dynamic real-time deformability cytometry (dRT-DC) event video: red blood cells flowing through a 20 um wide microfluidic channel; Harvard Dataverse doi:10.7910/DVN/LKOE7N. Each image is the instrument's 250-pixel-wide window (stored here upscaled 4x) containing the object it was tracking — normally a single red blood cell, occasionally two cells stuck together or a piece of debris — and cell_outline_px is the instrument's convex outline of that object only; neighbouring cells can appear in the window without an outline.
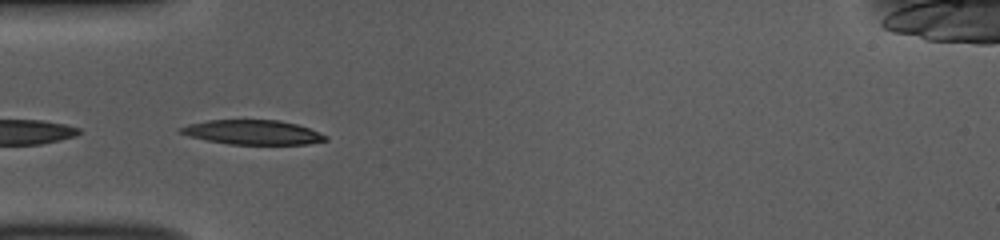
{"species": "common noctule bat (a hibernating species)", "species_latin": "Nyctalus noctula", "temperature_condition": "room temperature", "stored_images_in_passage": 20, "camera_frame_rate_fps": 3000, "um_per_image_px": 0.085, "animal": {"sex": "female", "body_mass_g": 10.0, "forearm_length_mm": 53.1}, "frame": {"image": 1, "passage_image": 1, "time_ms": 0.0, "image_size_px": [1000, 240], "cell_outline_px": [[328, 140], [308, 144], [228, 144], [188, 136], [180, 132], [180, 128], [188, 124], [208, 120], [280, 120], [296, 124], [308, 128], [328, 136]], "centroid_in_image_um": [21.49, 11.24], "position_along_channel_um": 63.5, "area_um2": 20.52}}
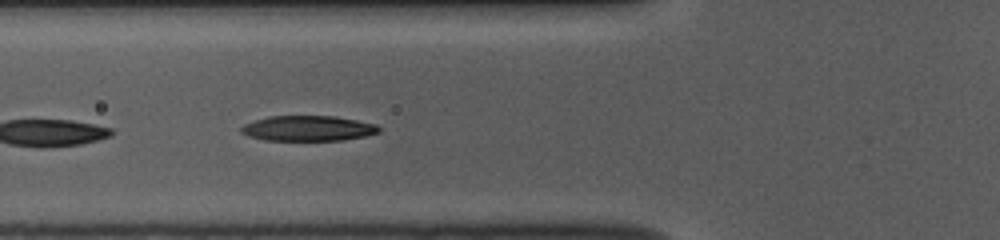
{"frame": {"image": 2, "passage_image": 4, "time_ms": 1.0, "image_size_px": [1000, 240], "cell_outline_px": [[380, 132], [364, 136], [344, 140], [264, 140], [248, 136], [240, 132], [240, 128], [244, 124], [268, 116], [336, 116], [376, 124], [380, 128]], "centroid_in_image_um": [26.17, 10.91], "position_along_channel_um": 99.6, "area_um2": 20.29}}